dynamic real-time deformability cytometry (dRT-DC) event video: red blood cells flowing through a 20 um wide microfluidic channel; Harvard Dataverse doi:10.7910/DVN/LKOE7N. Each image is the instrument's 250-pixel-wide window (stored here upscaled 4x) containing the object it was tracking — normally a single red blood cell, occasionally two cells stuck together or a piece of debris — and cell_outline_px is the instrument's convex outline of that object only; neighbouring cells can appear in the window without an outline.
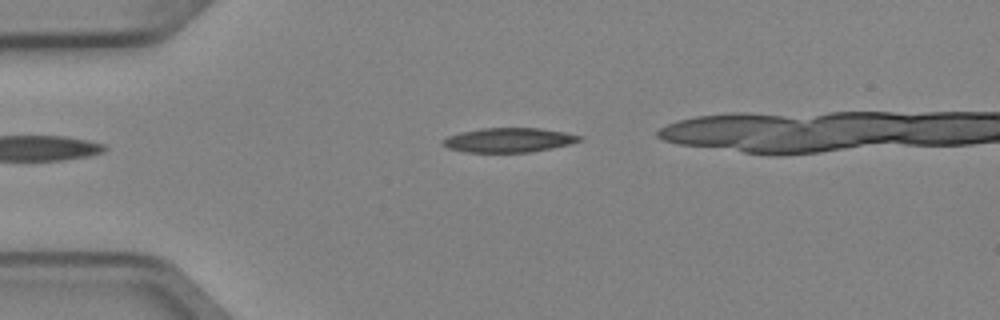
{"species": "Egyptian fruit bat (a non-hibernating species)", "species_latin": "Rousettus aegyptiacus", "temperature_condition": "cold", "stored_images_in_passage": 3, "camera_frame_rate_fps": 3000, "um_per_image_px": 0.085, "animal": {"sex": "female"}, "frame": {"image": 1, "passage_image": 3, "time_ms": 0.667, "image_size_px": [1000, 320], "cell_outline_px": [[584, 140], [552, 148], [528, 152], [464, 152], [448, 148], [440, 144], [448, 136], [460, 132], [480, 128], [540, 128], [564, 132], [584, 136]], "centroid_in_image_um": [43.25, 11.9], "position_along_channel_um": 41.7, "area_um2": 19.48}}